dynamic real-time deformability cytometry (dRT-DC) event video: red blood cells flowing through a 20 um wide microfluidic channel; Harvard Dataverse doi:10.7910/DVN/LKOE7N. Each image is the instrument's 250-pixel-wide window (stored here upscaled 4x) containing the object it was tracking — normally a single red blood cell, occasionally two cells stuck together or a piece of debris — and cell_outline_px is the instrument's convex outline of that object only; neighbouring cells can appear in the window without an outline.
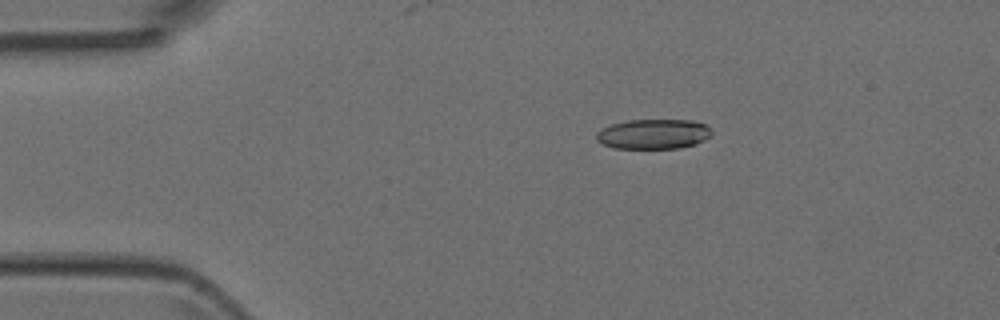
{"species": "Egyptian fruit bat (a non-hibernating species)", "species_latin": "Rousettus aegyptiacus", "temperature_condition": "room temperature", "stored_images_in_passage": 5, "camera_frame_rate_fps": 3000, "um_per_image_px": 0.085, "animal": {"sex": "female"}, "frame": {"image": 1, "passage_image": 3, "time_ms": 2.667, "image_size_px": [1000, 320], "cell_outline_px": [[712, 136], [696, 144], [680, 148], [616, 148], [604, 144], [596, 140], [596, 132], [612, 124], [628, 120], [692, 120], [704, 124], [712, 132]], "centroid_in_image_um": [55.56, 11.39], "position_along_channel_um": 29.4, "area_um2": 20.0}}
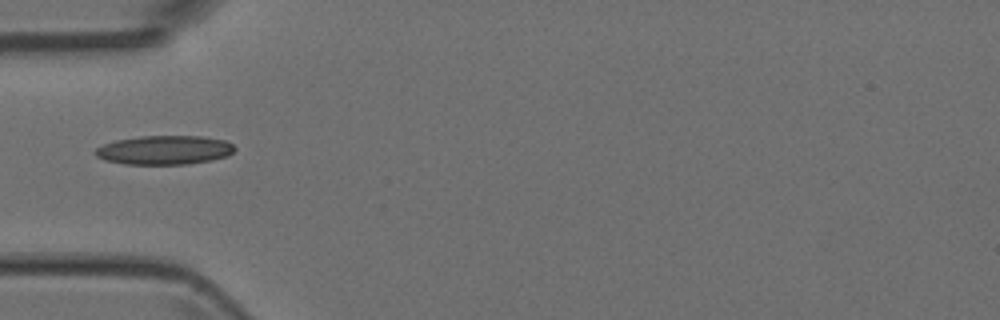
{"frame": {"image": 2, "passage_image": 5, "time_ms": 5.0, "image_size_px": [1000, 320], "cell_outline_px": [[236, 148], [228, 156], [212, 160], [188, 164], [124, 164], [104, 160], [96, 156], [92, 152], [96, 148], [104, 144], [116, 140], [140, 136], [200, 136], [224, 140], [232, 144]], "centroid_in_image_um": [13.96, 12.76], "position_along_channel_um": 71.0, "area_um2": 23.64}}